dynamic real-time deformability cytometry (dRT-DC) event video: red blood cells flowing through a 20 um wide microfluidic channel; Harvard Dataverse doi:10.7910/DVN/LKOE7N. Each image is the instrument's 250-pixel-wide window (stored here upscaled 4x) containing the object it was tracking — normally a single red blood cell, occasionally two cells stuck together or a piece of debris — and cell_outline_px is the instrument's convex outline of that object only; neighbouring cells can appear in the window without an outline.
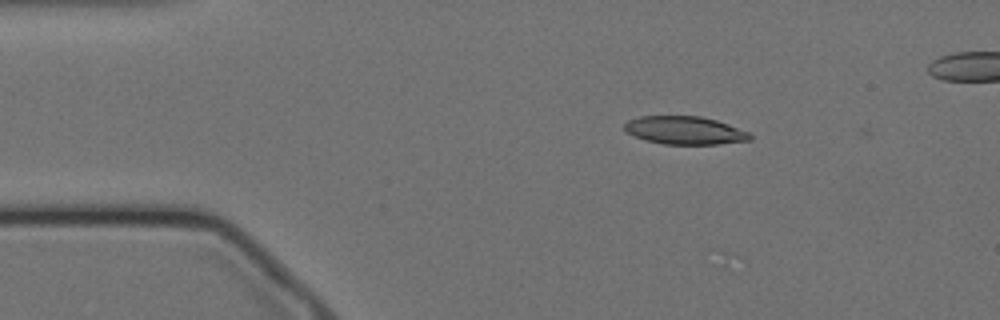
{"species": "Egyptian fruit bat (a non-hibernating species)", "species_latin": "Rousettus aegyptiacus", "temperature_condition": "cold", "stored_images_in_passage": 6, "camera_frame_rate_fps": 3000, "um_per_image_px": 0.085, "animal": {"sex": "female"}, "frame": {"image": 1, "passage_image": 3, "time_ms": 0.667, "image_size_px": [1000, 320], "cell_outline_px": [[752, 140], [716, 144], [664, 144], [648, 140], [636, 136], [628, 132], [624, 128], [624, 124], [628, 120], [640, 116], [700, 116], [716, 120], [728, 124], [748, 132], [752, 136]], "centroid_in_image_um": [58.23, 11.07], "position_along_channel_um": 26.8, "area_um2": 20.29}}